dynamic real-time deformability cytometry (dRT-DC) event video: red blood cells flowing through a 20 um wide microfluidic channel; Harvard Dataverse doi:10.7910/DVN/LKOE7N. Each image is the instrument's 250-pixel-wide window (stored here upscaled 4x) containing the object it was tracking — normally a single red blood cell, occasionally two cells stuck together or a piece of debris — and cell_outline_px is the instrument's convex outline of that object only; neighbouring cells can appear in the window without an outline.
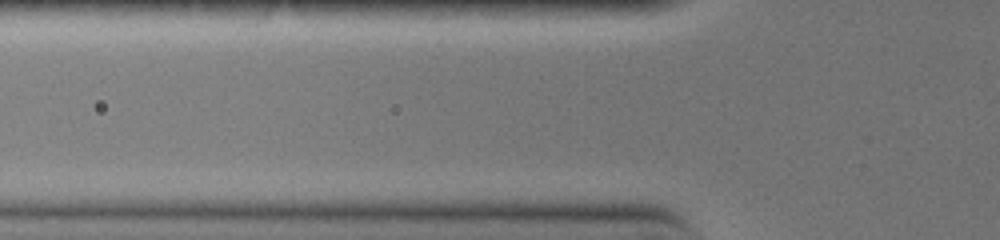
{"species": "common noctule bat (a hibernating species)", "species_latin": "Nyctalus noctula", "temperature_condition": "warm", "stored_images_in_passage": 4, "camera_frame_rate_fps": 3000, "um_per_image_px": 0.085, "animal": {"sex": "female", "body_mass_g": 19.0, "forearm_length_mm": 51.5}, "frame": {"image": 1, "passage_image": 3, "time_ms": 0.667, "image_size_px": [1000, 240], "cell_outline_px": [[636, 160], [628, 168], [496, 168], [484, 164], [484, 160], [580, 156]], "centroid_in_image_um": [47.68, 13.84], "position_along_channel_um": 78.1, "area_um2": 10.58}}